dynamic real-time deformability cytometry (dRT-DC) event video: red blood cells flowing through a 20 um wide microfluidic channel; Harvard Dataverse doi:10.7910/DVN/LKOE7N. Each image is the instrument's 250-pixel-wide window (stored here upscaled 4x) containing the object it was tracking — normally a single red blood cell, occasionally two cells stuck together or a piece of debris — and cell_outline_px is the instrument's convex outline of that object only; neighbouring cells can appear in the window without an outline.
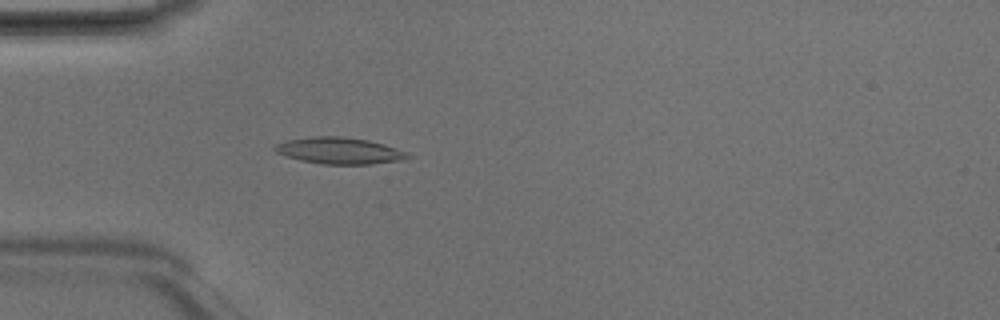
{"species": "Egyptian fruit bat (a non-hibernating species)", "species_latin": "Rousettus aegyptiacus", "temperature_condition": "room temperature", "stored_images_in_passage": 4, "camera_frame_rate_fps": 3000, "um_per_image_px": 0.085, "animal": {"sex": "male"}, "frame": {"image": 1, "passage_image": 4, "time_ms": 1.0, "image_size_px": [1000, 320], "cell_outline_px": [[412, 156], [404, 160], [372, 164], [320, 164], [300, 160], [276, 152], [272, 148], [276, 144], [288, 140], [312, 136], [340, 136], [368, 140], [384, 144], [408, 152]], "centroid_in_image_um": [28.88, 12.81], "position_along_channel_um": 56.1, "area_um2": 20.58}}